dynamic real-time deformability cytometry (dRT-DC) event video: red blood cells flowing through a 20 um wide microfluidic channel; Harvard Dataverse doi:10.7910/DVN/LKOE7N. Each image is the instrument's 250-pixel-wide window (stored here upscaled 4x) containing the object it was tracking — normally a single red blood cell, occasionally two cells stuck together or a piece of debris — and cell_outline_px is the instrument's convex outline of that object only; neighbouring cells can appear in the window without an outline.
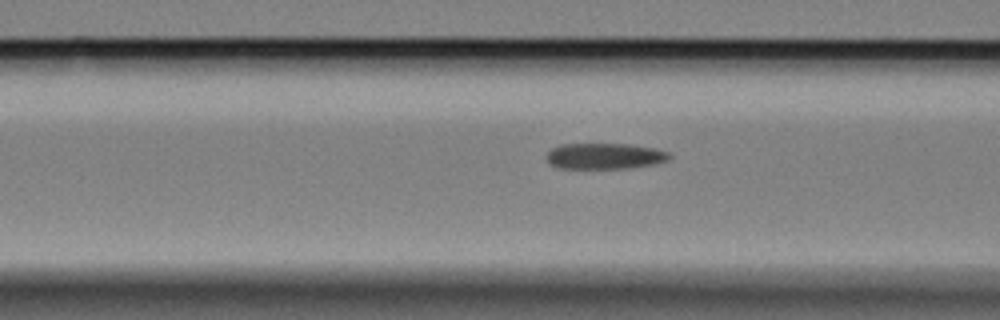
{"species": "Egyptian fruit bat (a non-hibernating species)", "species_latin": "Rousettus aegyptiacus", "temperature_condition": "cold", "stored_images_in_passage": 17, "camera_frame_rate_fps": 3000, "um_per_image_px": 0.085, "animal": {"sex": "female"}, "frame": {"image": 1, "passage_image": 15, "time_ms": 4.667, "image_size_px": [1000, 320], "cell_outline_px": [[672, 156], [668, 160], [656, 164], [632, 168], [556, 168], [548, 164], [544, 156], [552, 148], [560, 144], [628, 144], [656, 148], [668, 152]], "centroid_in_image_um": [51.38, 13.27], "position_along_channel_um": 115.2, "area_um2": 18.9}}